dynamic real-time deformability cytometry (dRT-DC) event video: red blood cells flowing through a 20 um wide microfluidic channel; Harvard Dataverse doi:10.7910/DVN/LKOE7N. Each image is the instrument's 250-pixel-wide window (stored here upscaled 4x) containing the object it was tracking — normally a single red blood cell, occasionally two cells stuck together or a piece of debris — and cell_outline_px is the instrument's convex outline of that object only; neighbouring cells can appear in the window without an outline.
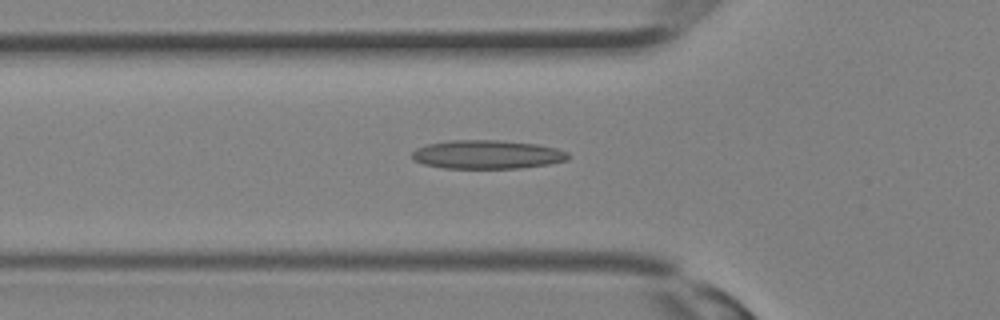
{"species": "Egyptian fruit bat (a non-hibernating species)", "species_latin": "Rousettus aegyptiacus", "temperature_condition": "room temperature", "stored_images_in_passage": 29, "camera_frame_rate_fps": 3000, "um_per_image_px": 0.085, "animal": {"sex": "female"}, "frame": {"image": 1, "passage_image": 11, "time_ms": 3.333, "image_size_px": [1000, 320], "cell_outline_px": [[572, 156], [568, 160], [548, 164], [520, 168], [444, 168], [424, 164], [412, 160], [412, 152], [416, 148], [424, 144], [448, 140], [500, 140], [536, 144], [556, 148], [568, 152]], "centroid_in_image_um": [41.4, 13.13], "position_along_channel_um": 84.4, "area_um2": 26.36}}
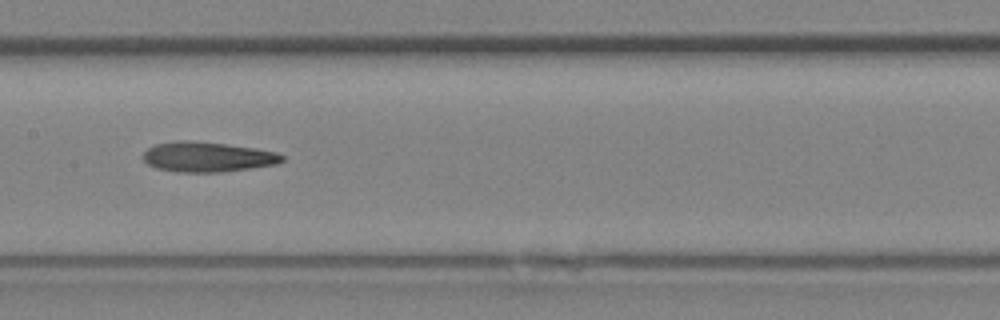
{"frame": {"image": 2, "passage_image": 16, "time_ms": 5.0, "image_size_px": [1000, 320], "cell_outline_px": [[284, 160], [276, 164], [224, 172], [176, 172], [156, 168], [148, 164], [144, 160], [144, 152], [148, 148], [156, 144], [176, 140], [188, 140], [224, 144], [256, 148], [276, 152], [284, 156]], "centroid_in_image_um": [17.63, 13.34], "position_along_channel_um": 189.8, "area_um2": 24.28}}
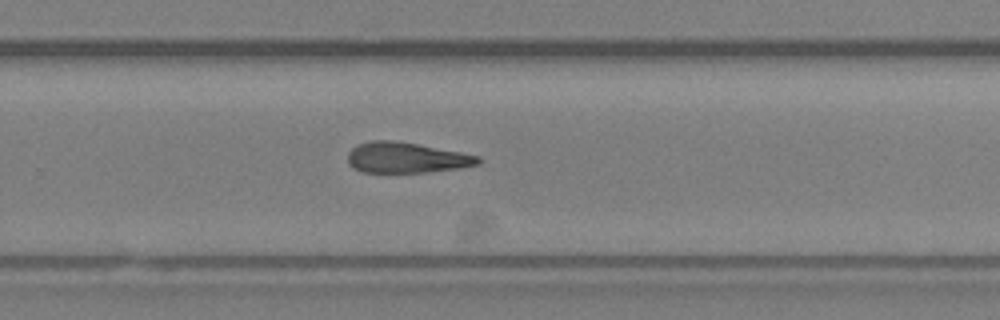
{"frame": {"image": 3, "passage_image": 21, "time_ms": 6.667, "image_size_px": [1000, 320], "cell_outline_px": [[484, 160], [480, 164], [460, 168], [424, 172], [360, 172], [352, 168], [348, 164], [348, 152], [356, 144], [372, 140], [392, 140], [416, 144], [460, 152], [480, 156]], "centroid_in_image_um": [34.52, 13.4], "position_along_channel_um": 295.3, "area_um2": 23.35}}